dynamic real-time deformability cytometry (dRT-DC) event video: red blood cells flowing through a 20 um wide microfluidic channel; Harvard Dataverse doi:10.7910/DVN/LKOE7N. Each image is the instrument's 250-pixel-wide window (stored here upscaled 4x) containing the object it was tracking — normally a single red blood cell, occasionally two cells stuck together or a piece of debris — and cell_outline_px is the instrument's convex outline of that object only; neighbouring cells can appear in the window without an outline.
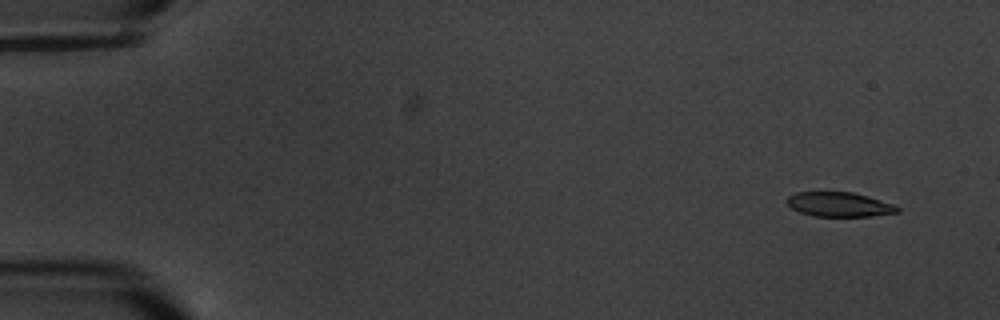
{"species": "common noctule bat (a hibernating species)", "species_latin": "Nyctalus noctula", "temperature_condition": "warm", "stored_images_in_passage": 7, "camera_frame_rate_fps": 3000, "um_per_image_px": 0.085, "animal": {"sex": "male", "body_mass_g": 20.1, "forearm_length_mm": 53.5}, "frame": {"image": 1, "passage_image": 2, "time_ms": 1.333, "image_size_px": [1000, 320], "cell_outline_px": [[900, 212], [872, 216], [812, 216], [800, 212], [792, 208], [784, 200], [788, 196], [796, 192], [852, 192], [868, 196], [896, 204], [900, 208]], "centroid_in_image_um": [71.36, 17.37], "position_along_channel_um": 13.6, "area_um2": 15.95}}